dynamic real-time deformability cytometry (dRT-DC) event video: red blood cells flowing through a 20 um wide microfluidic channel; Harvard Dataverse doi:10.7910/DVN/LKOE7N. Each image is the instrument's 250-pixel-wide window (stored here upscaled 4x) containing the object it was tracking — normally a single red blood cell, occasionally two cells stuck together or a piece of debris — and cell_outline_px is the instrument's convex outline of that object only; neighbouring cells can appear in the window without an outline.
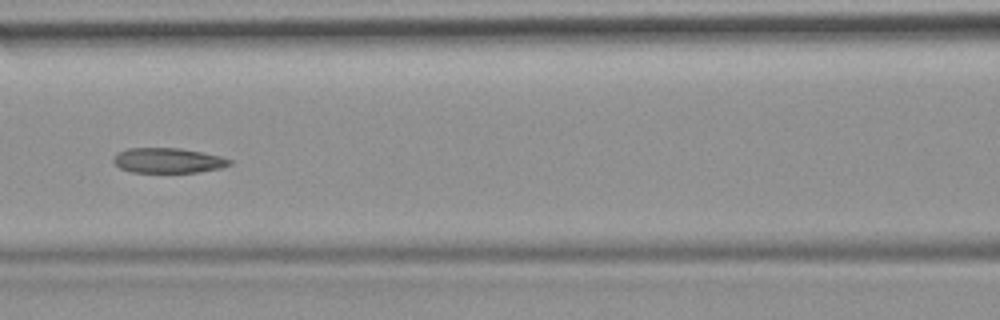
{"species": "common noctule bat (a hibernating species)", "species_latin": "Nyctalus noctula", "temperature_condition": "room temperature", "stored_images_in_passage": 9, "camera_frame_rate_fps": 3000, "um_per_image_px": 0.085, "animal": {"sex": "female", "body_mass_g": 19.9}, "frame": {"image": 1, "passage_image": 6, "time_ms": 7.333, "image_size_px": [1000, 320], "cell_outline_px": [[232, 164], [220, 168], [200, 172], [132, 172], [120, 168], [112, 160], [112, 156], [116, 152], [128, 148], [180, 148], [220, 156], [232, 160]], "centroid_in_image_um": [14.25, 13.64], "position_along_channel_um": 152.4, "area_um2": 16.99}}
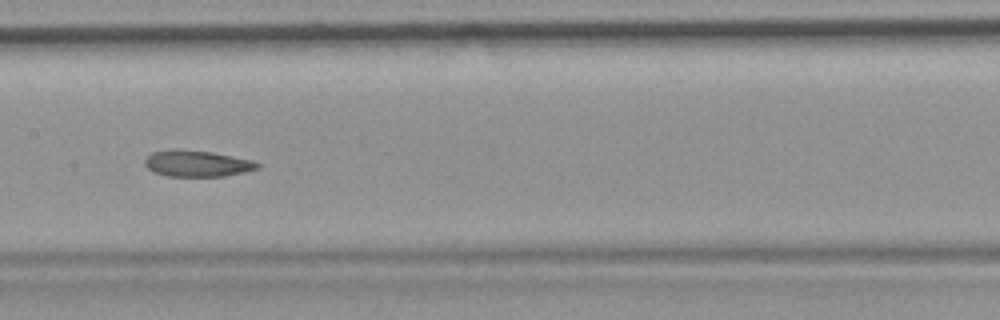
{"frame": {"image": 2, "passage_image": 7, "time_ms": 8.333, "image_size_px": [1000, 320], "cell_outline_px": [[260, 168], [244, 172], [224, 176], [168, 176], [152, 172], [144, 164], [144, 160], [152, 152], [172, 148], [176, 148], [212, 152], [252, 160], [260, 164]], "centroid_in_image_um": [16.72, 13.89], "position_along_channel_um": 190.7, "area_um2": 17.4}}